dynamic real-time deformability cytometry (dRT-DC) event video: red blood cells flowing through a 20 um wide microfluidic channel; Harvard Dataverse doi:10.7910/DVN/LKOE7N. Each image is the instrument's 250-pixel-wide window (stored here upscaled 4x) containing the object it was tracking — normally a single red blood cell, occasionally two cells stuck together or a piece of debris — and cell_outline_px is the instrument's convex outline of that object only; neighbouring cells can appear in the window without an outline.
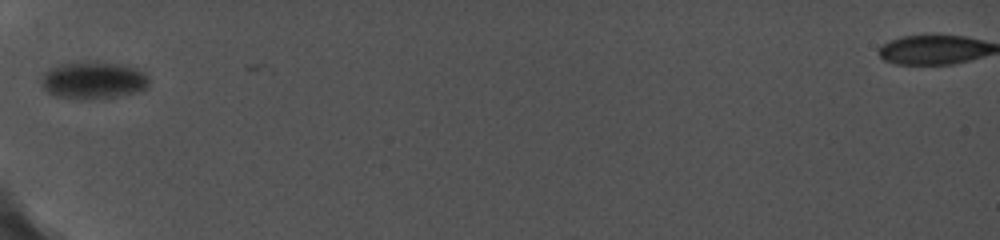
{"species": "common noctule bat (a hibernating species)", "species_latin": "Nyctalus noctula", "temperature_condition": "cold", "stored_images_in_passage": 7, "camera_frame_rate_fps": 5000, "um_per_image_px": 0.085, "animal": {"sex": "female", "body_mass_g": 19.0, "forearm_length_mm": 56.7}, "frame": {"image": 1, "passage_image": 1, "time_ms": 0.0, "image_size_px": [1000, 240], "cell_outline_px": [[148, 88], [132, 92], [112, 96], [60, 96], [48, 92], [44, 88], [40, 80], [44, 72], [48, 68], [60, 64], [120, 64], [136, 68], [144, 72], [148, 76]], "centroid_in_image_um": [7.94, 6.79], "position_along_channel_um": 77.1, "area_um2": 21.73}}